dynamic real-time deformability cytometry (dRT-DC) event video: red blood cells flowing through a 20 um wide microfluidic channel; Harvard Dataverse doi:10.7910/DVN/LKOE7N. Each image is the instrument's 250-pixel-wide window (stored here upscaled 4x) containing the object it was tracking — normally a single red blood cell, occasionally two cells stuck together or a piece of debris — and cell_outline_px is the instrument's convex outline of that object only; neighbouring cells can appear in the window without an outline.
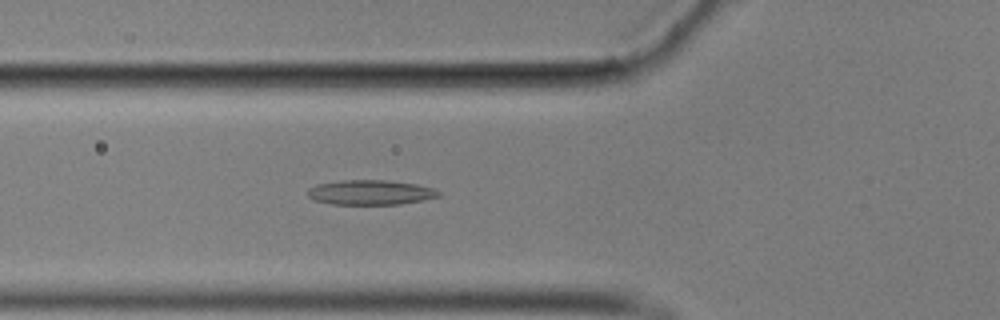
{"species": "common noctule bat (a hibernating species)", "species_latin": "Nyctalus noctula", "temperature_condition": "cold", "stored_images_in_passage": 55, "camera_frame_rate_fps": 3000, "um_per_image_px": 0.085, "animal": {"sex": "male", "body_mass_g": 17.9}, "frame": {"image": 1, "passage_image": 19, "time_ms": 6.0, "image_size_px": [1000, 320], "cell_outline_px": [[440, 196], [424, 200], [400, 204], [332, 204], [316, 200], [308, 196], [308, 188], [316, 184], [340, 180], [388, 180], [416, 184], [432, 188], [440, 192]], "centroid_in_image_um": [31.49, 16.35], "position_along_channel_um": 94.3, "area_um2": 18.9}}
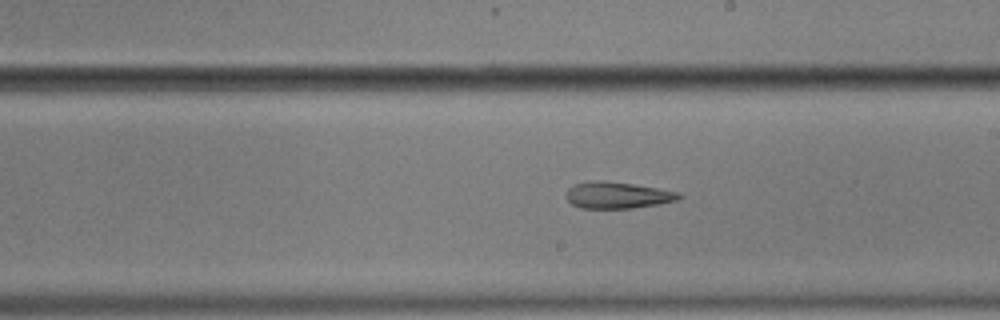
{"frame": {"image": 2, "passage_image": 31, "time_ms": 10.0, "image_size_px": [1000, 320], "cell_outline_px": [[684, 196], [676, 200], [660, 204], [632, 208], [580, 208], [572, 204], [564, 196], [564, 192], [568, 188], [576, 184], [600, 180], [632, 184], [680, 192]], "centroid_in_image_um": [52.47, 16.6], "position_along_channel_um": 236.5, "area_um2": 17.4}}
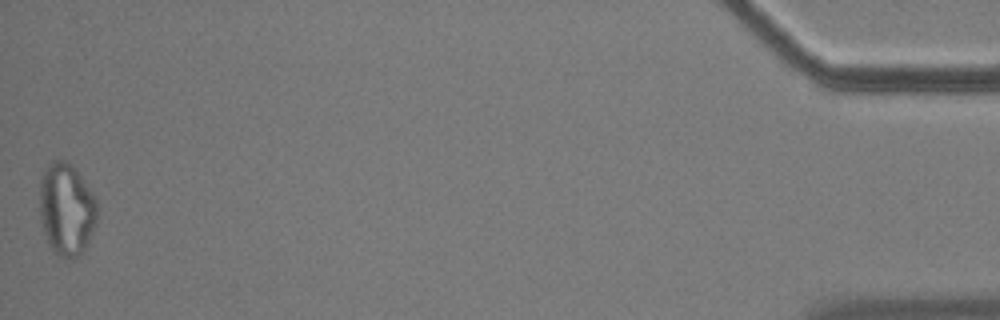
{"frame": {"image": 3, "passage_image": 55, "time_ms": 18.0, "image_size_px": [1000, 320], "cell_outline_px": [[96, 224], [88, 244], [72, 260], [68, 260], [52, 252], [48, 244], [44, 232], [40, 216], [40, 184], [44, 172], [48, 164], [56, 160], [64, 160], [72, 164], [96, 200]], "centroid_in_image_um": [5.64, 17.83], "position_along_channel_um": 429.6, "area_um2": 30.75}, "authors_computed_cell_mechanics": {"area_um2": 19.1318, "velocity_mm_per_s": 3.546, "shape_relaxation_time_tau1_ms": null, "shape_relaxation_time_tau2_ms": 6.5412, "deformation_change_tau1": null, "deformation_change_tau2": 0.184}}